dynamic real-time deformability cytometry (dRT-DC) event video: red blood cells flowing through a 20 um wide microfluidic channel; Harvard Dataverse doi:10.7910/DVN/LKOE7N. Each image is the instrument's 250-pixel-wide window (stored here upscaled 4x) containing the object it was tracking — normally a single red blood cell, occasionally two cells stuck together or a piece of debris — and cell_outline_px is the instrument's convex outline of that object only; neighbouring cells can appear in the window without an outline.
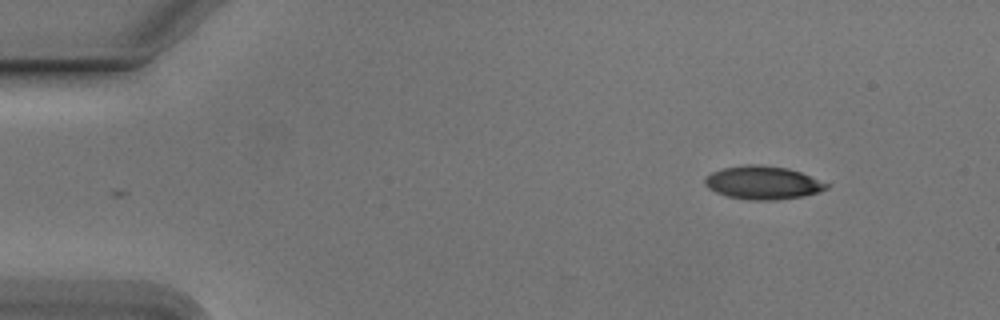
{"species": "Egyptian fruit bat (a non-hibernating species)", "species_latin": "Rousettus aegyptiacus", "temperature_condition": "cold", "stored_images_in_passage": 49, "camera_frame_rate_fps": 3000, "um_per_image_px": 0.085, "animal": {"sex": "male"}, "frame": {"image": 1, "passage_image": 1, "time_ms": 0.0, "image_size_px": [1000, 320], "cell_outline_px": [[828, 188], [804, 196], [772, 200], [752, 200], [728, 196], [716, 192], [708, 188], [704, 184], [704, 176], [712, 172], [724, 168], [748, 164], [760, 164], [788, 168], [800, 172], [828, 184]], "centroid_in_image_um": [64.8, 15.52], "position_along_channel_um": 20.2, "area_um2": 23.35}}
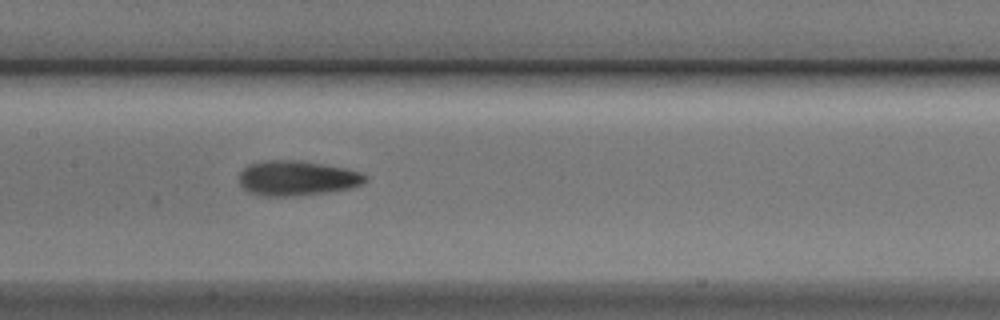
{"frame": {"image": 2, "passage_image": 21, "time_ms": 6.667, "image_size_px": [1000, 320], "cell_outline_px": [[368, 180], [364, 184], [352, 188], [328, 192], [292, 196], [260, 196], [248, 192], [240, 184], [240, 172], [248, 164], [260, 160], [300, 160], [348, 168], [360, 172], [368, 176]], "centroid_in_image_um": [25.27, 15.14], "position_along_channel_um": 182.1, "area_um2": 26.13}}
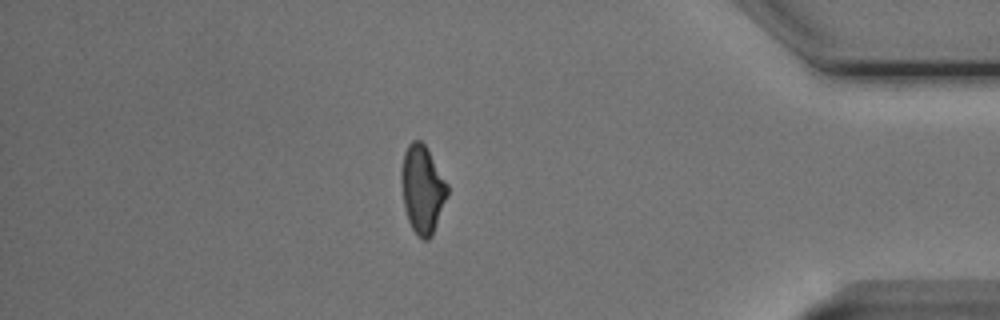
{"frame": {"image": 3, "passage_image": 41, "time_ms": 13.333, "image_size_px": [1000, 320], "cell_outline_px": [[448, 192], [432, 236], [428, 240], [424, 240], [412, 228], [408, 220], [404, 208], [400, 180], [400, 172], [404, 152], [408, 144], [412, 140], [420, 140], [424, 144], [448, 184]], "centroid_in_image_um": [35.87, 16.06], "position_along_channel_um": 399.3, "area_um2": 23.41}, "authors_computed_cell_mechanics": {"area_um2": 24.1604, "velocity_mm_per_s": 3.8008, "shape_relaxation_time_tau1_ms": 3.315, "shape_relaxation_time_tau2_ms": 2.9927, "deformation_change_tau1": 0.1427, "deformation_change_tau2": 0.1}}